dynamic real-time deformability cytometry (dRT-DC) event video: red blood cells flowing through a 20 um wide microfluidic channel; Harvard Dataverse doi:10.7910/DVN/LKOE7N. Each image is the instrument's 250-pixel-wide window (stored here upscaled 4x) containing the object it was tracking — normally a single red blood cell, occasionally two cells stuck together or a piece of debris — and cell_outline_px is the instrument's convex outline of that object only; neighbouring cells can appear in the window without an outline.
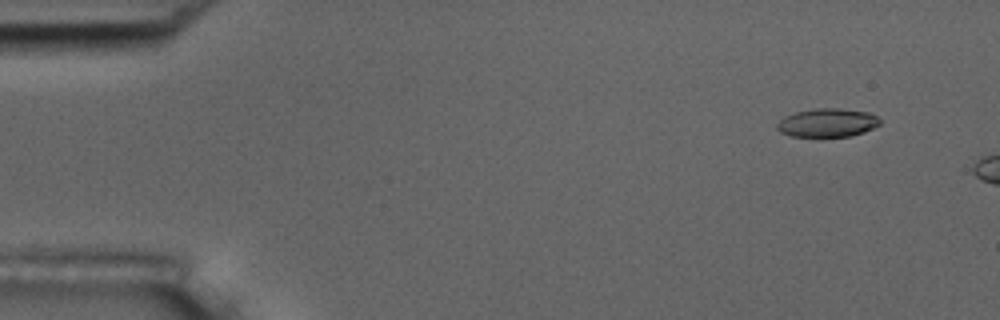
{"species": "common noctule bat (a hibernating species)", "species_latin": "Nyctalus noctula", "temperature_condition": "room temperature", "stored_images_in_passage": 3, "camera_frame_rate_fps": 3000, "um_per_image_px": 0.085, "animal": {"sex": "male", "body_mass_g": 17.5, "forearm_length_mm": 52.3}, "frame": {"image": 1, "passage_image": 2, "time_ms": 1.333, "image_size_px": [1000, 320], "cell_outline_px": [[880, 124], [864, 132], [852, 136], [792, 136], [780, 132], [776, 128], [776, 124], [784, 116], [796, 112], [816, 108], [840, 108], [868, 112], [876, 116], [880, 120]], "centroid_in_image_um": [70.32, 10.42], "position_along_channel_um": 14.7, "area_um2": 17.05}}